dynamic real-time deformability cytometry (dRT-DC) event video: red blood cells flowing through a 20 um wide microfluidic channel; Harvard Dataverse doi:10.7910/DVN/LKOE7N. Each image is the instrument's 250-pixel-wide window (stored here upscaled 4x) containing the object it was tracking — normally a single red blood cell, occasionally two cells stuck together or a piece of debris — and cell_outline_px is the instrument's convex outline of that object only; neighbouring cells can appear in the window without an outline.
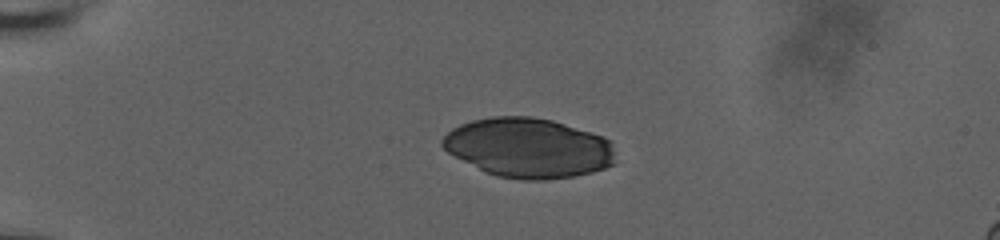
{"species": "human", "species_latin": "Homo sapiens", "temperature_condition": "room temperature", "stored_images_in_passage": 43, "camera_frame_rate_fps": 3000, "um_per_image_px": 0.085, "donor": {"sex": "male"}, "frame": {"image": 1, "passage_image": 1, "time_ms": 0.0, "image_size_px": [1000, 240], "cell_outline_px": [[616, 164], [592, 172], [572, 176], [544, 180], [524, 180], [496, 176], [484, 172], [448, 152], [440, 144], [440, 140], [452, 128], [460, 124], [472, 120], [492, 116], [532, 116], [552, 120], [604, 136], [612, 140]], "centroid_in_image_um": [44.93, 12.56], "position_along_channel_um": 40.1, "area_um2": 60.52}}